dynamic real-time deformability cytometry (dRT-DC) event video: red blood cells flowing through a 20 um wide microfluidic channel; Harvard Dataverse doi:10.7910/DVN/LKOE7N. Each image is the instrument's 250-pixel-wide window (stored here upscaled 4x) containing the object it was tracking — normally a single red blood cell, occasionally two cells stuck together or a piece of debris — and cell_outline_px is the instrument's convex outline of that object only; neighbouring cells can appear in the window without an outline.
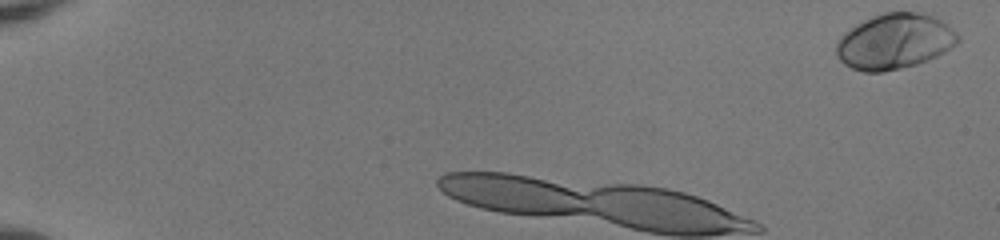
{"species": "human", "species_latin": "Homo sapiens", "temperature_condition": "room temperature", "stored_images_in_passage": 5, "camera_frame_rate_fps": 3000, "um_per_image_px": 0.085, "donor": {"sex": "female"}, "frame": {"image": 1, "passage_image": 1, "time_ms": 0.0, "image_size_px": [1000, 240], "cell_outline_px": [[960, 40], [956, 44], [944, 52], [928, 60], [916, 64], [884, 72], [864, 72], [852, 68], [844, 64], [836, 56], [836, 44], [840, 36], [844, 32], [856, 24], [872, 16], [884, 12], [932, 12], [948, 24], [960, 36]], "centroid_in_image_um": [76.06, 3.5], "position_along_channel_um": 8.9, "area_um2": 39.77}}